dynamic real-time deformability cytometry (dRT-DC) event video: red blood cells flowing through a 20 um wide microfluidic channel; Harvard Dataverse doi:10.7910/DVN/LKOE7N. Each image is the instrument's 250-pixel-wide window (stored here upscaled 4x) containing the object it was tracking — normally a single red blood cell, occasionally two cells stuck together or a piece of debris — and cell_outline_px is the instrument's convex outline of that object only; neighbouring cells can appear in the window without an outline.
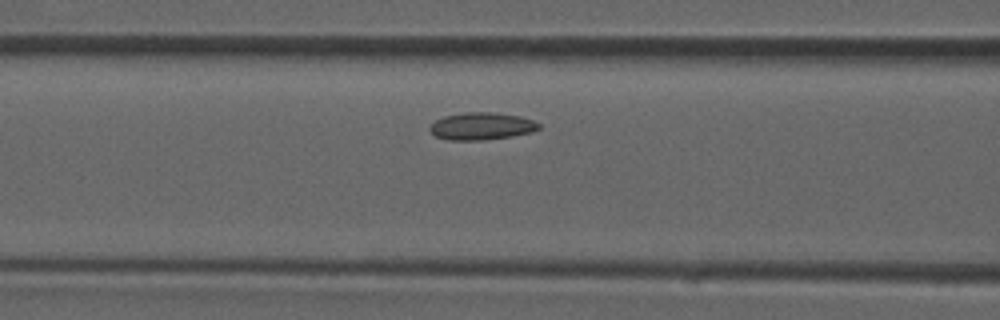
{"species": "common noctule bat (a hibernating species)", "species_latin": "Nyctalus noctula", "temperature_condition": "room temperature", "stored_images_in_passage": 34, "camera_frame_rate_fps": 3000, "um_per_image_px": 0.085, "animal": {"sex": "male", "forearm_length_mm": 52.5}, "frame": {"image": 1, "passage_image": 10, "time_ms": 3.0, "image_size_px": [1000, 320], "cell_outline_px": [[540, 128], [532, 132], [512, 136], [480, 140], [448, 140], [436, 136], [428, 128], [436, 120], [444, 116], [464, 112], [488, 112], [520, 116], [532, 120], [540, 124]], "centroid_in_image_um": [40.93, 10.72], "position_along_channel_um": 125.7, "area_um2": 17.22}}
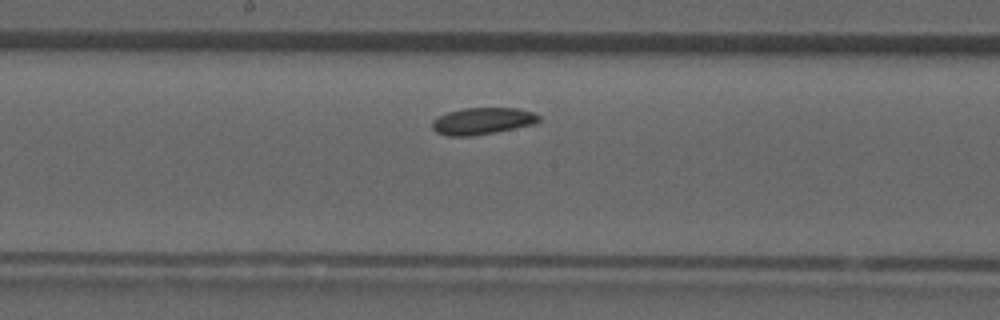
{"frame": {"image": 2, "passage_image": 15, "time_ms": 4.667, "image_size_px": [1000, 320], "cell_outline_px": [[540, 120], [532, 124], [472, 136], [448, 136], [436, 132], [432, 128], [432, 120], [448, 112], [464, 108], [520, 108], [532, 112], [540, 116]], "centroid_in_image_um": [40.98, 10.28], "position_along_channel_um": 207.2, "area_um2": 16.42}}